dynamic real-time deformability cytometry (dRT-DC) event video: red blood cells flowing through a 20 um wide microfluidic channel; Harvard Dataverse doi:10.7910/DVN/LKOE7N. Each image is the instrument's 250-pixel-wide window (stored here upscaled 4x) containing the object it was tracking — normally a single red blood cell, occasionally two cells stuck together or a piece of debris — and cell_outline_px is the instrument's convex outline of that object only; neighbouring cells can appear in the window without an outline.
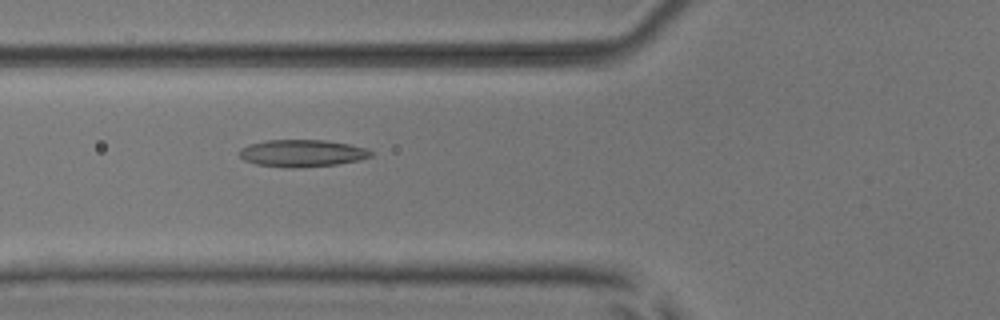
{"species": "common noctule bat (a hibernating species)", "species_latin": "Nyctalus noctula", "temperature_condition": "room temperature", "stored_images_in_passage": 39, "camera_frame_rate_fps": 3000, "um_per_image_px": 0.085, "animal": {"sex": "male", "body_mass_g": 17.9, "forearm_length_mm": 54.2}, "frame": {"image": 1, "passage_image": 6, "time_ms": 1.667, "image_size_px": [1000, 320], "cell_outline_px": [[372, 156], [360, 160], [336, 164], [300, 168], [292, 168], [256, 164], [244, 160], [240, 156], [240, 148], [248, 144], [268, 140], [324, 140], [348, 144], [368, 148], [372, 152]], "centroid_in_image_um": [25.69, 13.02], "position_along_channel_um": 100.1, "area_um2": 20.81}}
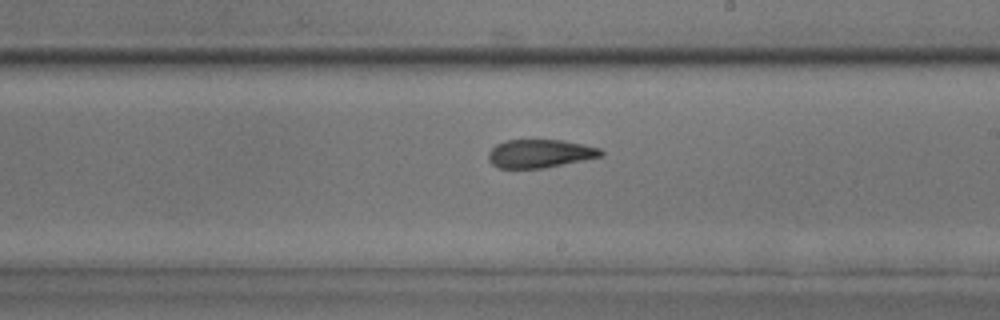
{"frame": {"image": 2, "passage_image": 17, "time_ms": 5.333, "image_size_px": [1000, 320], "cell_outline_px": [[604, 156], [544, 168], [500, 168], [492, 164], [488, 160], [488, 152], [496, 144], [504, 140], [560, 140], [584, 144], [600, 148], [604, 152]], "centroid_in_image_um": [45.9, 13.05], "position_along_channel_um": 243.1, "area_um2": 18.67}}
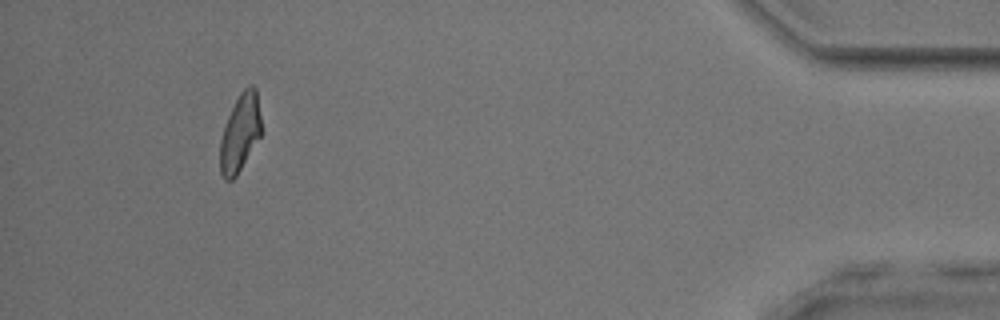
{"frame": {"image": 3, "passage_image": 35, "time_ms": 11.333, "image_size_px": [1000, 320], "cell_outline_px": [[264, 132], [236, 176], [232, 180], [224, 180], [220, 172], [220, 140], [228, 116], [240, 92], [248, 84], [252, 84], [256, 88]], "centroid_in_image_um": [20.45, 11.28], "position_along_channel_um": 414.8, "area_um2": 19.02}, "authors_computed_cell_mechanics": {"area_um2": 19.2474, "velocity_mm_per_s": 3.9103, "shape_relaxation_time_tau1_ms": 10.4045, "shape_relaxation_time_tau2_ms": 2.9748, "deformation_change_tau1": 0.2215, "deformation_change_tau2": 0.1111}}